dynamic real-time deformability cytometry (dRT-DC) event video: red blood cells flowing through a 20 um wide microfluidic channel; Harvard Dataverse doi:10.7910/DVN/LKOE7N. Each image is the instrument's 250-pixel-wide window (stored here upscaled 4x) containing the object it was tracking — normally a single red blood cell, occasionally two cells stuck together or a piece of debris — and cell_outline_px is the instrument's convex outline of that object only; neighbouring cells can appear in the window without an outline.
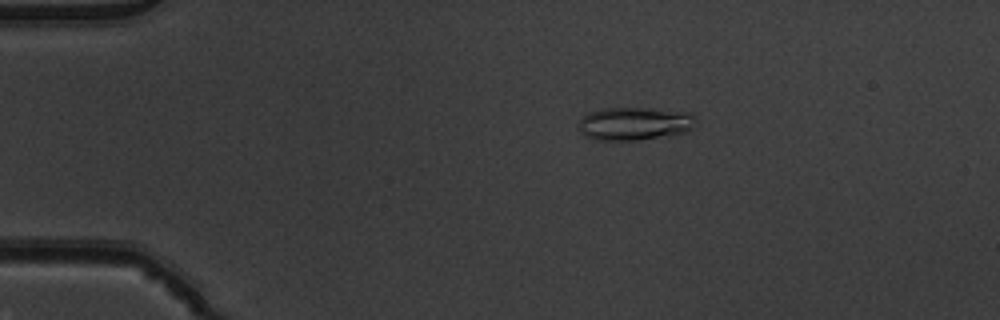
{"species": "common noctule bat (a hibernating species)", "species_latin": "Nyctalus noctula", "temperature_condition": "warm", "stored_images_in_passage": 53, "camera_frame_rate_fps": 3000, "um_per_image_px": 0.085, "animal": {"sex": "male", "body_mass_g": 19.5, "forearm_length_mm": 54.6}, "frame": {"image": 1, "passage_image": 11, "time_ms": 3.333, "image_size_px": [1000, 320], "cell_outline_px": [[696, 124], [688, 132], [668, 136], [636, 140], [592, 140], [584, 136], [580, 132], [580, 120], [588, 112], [604, 108], [652, 108], [692, 112], [696, 116]], "centroid_in_image_um": [53.99, 10.51], "position_along_channel_um": 31.0, "area_um2": 23.06}}
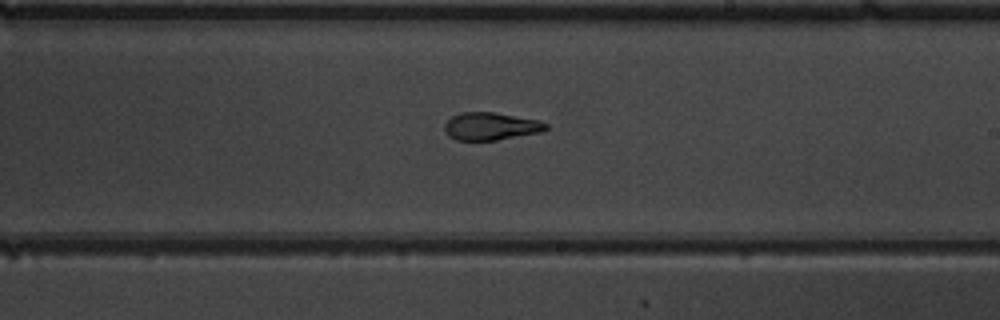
{"frame": {"image": 2, "passage_image": 32, "time_ms": 10.333, "image_size_px": [1000, 320], "cell_outline_px": [[548, 128], [540, 132], [496, 140], [456, 140], [448, 136], [444, 128], [444, 124], [452, 116], [460, 112], [492, 112], [536, 120], [548, 124]], "centroid_in_image_um": [41.67, 10.74], "position_along_channel_um": 247.3, "area_um2": 16.13}}
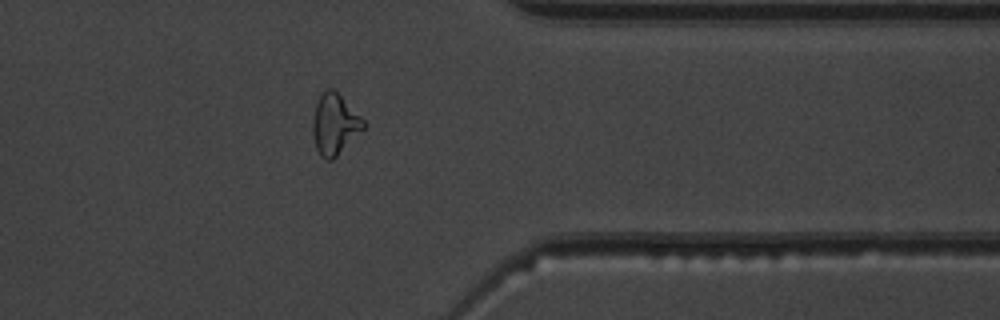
{"frame": {"image": 3, "passage_image": 43, "time_ms": 14.0, "image_size_px": [1000, 320], "cell_outline_px": [[368, 124], [332, 160], [328, 160], [320, 156], [316, 148], [312, 132], [312, 124], [316, 104], [320, 96], [328, 88], [332, 88]], "centroid_in_image_um": [28.43, 10.58], "position_along_channel_um": 383.0, "area_um2": 17.51}, "authors_computed_cell_mechanics": {"area_um2": 18.3226, "velocity_mm_per_s": 3.9211, "shape_relaxation_time_tau1_ms": null, "shape_relaxation_time_tau2_ms": 1.9689, "deformation_change_tau1": null, "deformation_change_tau2": 0.0978}}